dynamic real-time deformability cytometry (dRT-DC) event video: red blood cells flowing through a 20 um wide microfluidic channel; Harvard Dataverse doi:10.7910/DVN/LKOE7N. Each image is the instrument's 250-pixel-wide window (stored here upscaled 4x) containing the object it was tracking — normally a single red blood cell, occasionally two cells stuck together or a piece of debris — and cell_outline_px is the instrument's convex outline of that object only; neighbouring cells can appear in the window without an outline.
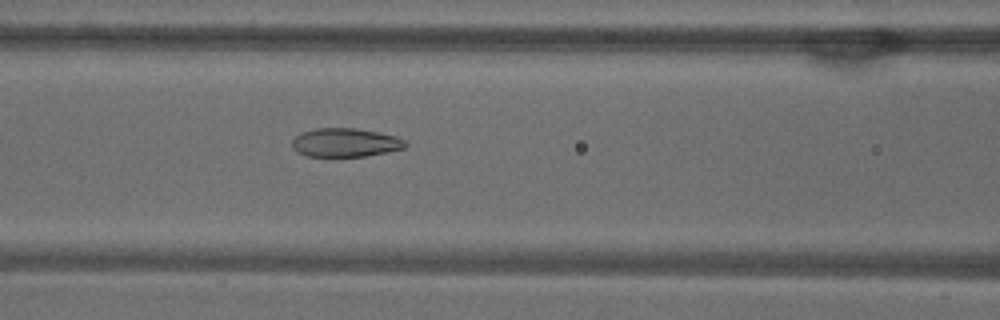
{"species": "common noctule bat (a hibernating species)", "species_latin": "Nyctalus noctula", "temperature_condition": "warm", "stored_images_in_passage": 52, "camera_frame_rate_fps": 3000, "um_per_image_px": 0.085, "animal": {"sex": "male", "body_mass_g": 18.8}, "frame": {"image": 1, "passage_image": 22, "time_ms": 7.0, "image_size_px": [1000, 320], "cell_outline_px": [[408, 144], [404, 148], [388, 152], [364, 156], [304, 156], [296, 152], [292, 148], [292, 140], [296, 136], [304, 132], [316, 128], [356, 128], [396, 136], [404, 140]], "centroid_in_image_um": [29.34, 12.12], "position_along_channel_um": 137.3, "area_um2": 18.9}}
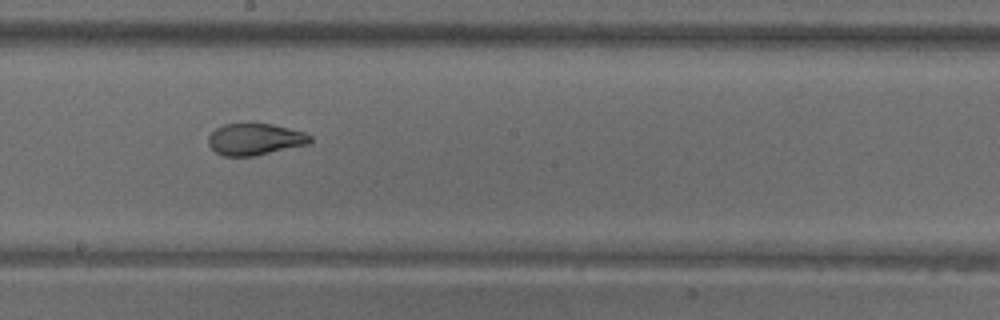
{"frame": {"image": 2, "passage_image": 29, "time_ms": 9.333, "image_size_px": [1000, 320], "cell_outline_px": [[312, 140], [308, 144], [252, 156], [224, 156], [216, 152], [208, 144], [208, 136], [216, 128], [224, 124], [248, 120], [272, 124], [304, 132], [312, 136]], "centroid_in_image_um": [21.64, 11.78], "position_along_channel_um": 226.6, "area_um2": 19.25}}
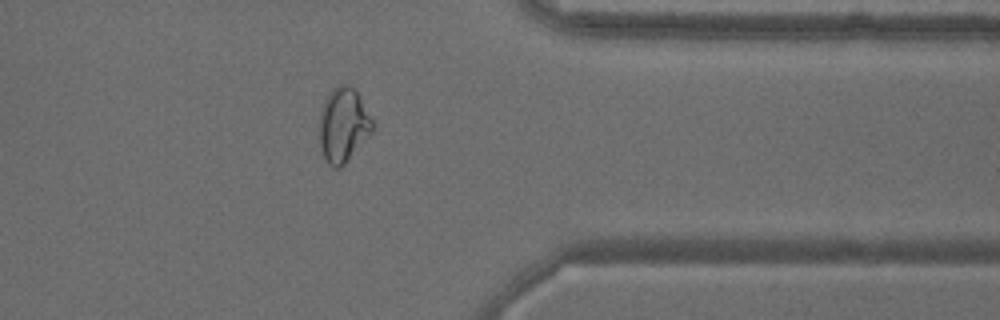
{"frame": {"image": 3, "passage_image": 42, "time_ms": 13.667, "image_size_px": [1000, 320], "cell_outline_px": [[372, 132], [344, 164], [340, 168], [332, 168], [324, 160], [320, 144], [320, 112], [324, 100], [332, 88], [336, 84], [348, 84], [360, 96], [372, 120]], "centroid_in_image_um": [29.15, 10.62], "position_along_channel_um": 382.2, "area_um2": 22.89}, "authors_computed_cell_mechanics": {"area_um2": 22.9755, "velocity_mm_per_s": 3.8361, "shape_relaxation_time_tau1_ms": 8.3057, "shape_relaxation_time_tau2_ms": 1.2481, "deformation_change_tau1": 0.2317, "deformation_change_tau2": 0.0758}}